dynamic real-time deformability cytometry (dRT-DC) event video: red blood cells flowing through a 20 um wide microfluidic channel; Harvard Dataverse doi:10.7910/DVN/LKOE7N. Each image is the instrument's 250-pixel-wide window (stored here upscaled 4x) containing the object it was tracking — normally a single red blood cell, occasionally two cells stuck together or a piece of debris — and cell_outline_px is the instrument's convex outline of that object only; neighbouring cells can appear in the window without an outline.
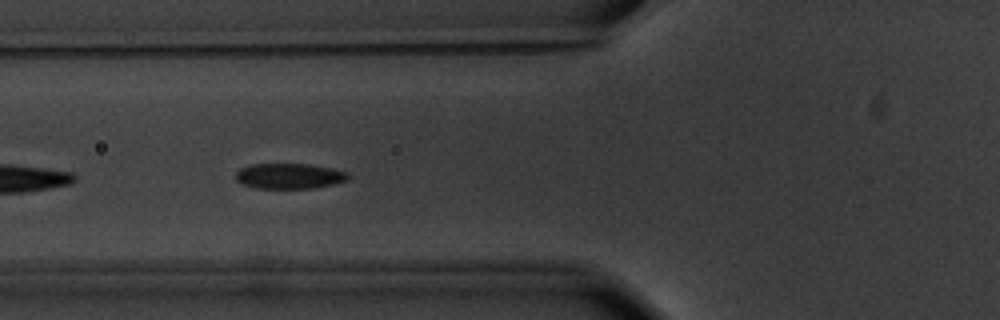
{"species": "common noctule bat (a hibernating species)", "species_latin": "Nyctalus noctula", "temperature_condition": "warm", "stored_images_in_passage": 7, "camera_frame_rate_fps": 3000, "um_per_image_px": 0.085, "animal": {"sex": "male", "body_mass_g": 20.1, "forearm_length_mm": 53.5}, "frame": {"image": 1, "passage_image": 6, "time_ms": 7.0, "image_size_px": [1000, 320], "cell_outline_px": [[348, 180], [336, 184], [316, 188], [256, 188], [240, 184], [236, 180], [236, 172], [240, 168], [252, 164], [308, 164], [332, 168], [348, 172]], "centroid_in_image_um": [24.6, 14.97], "position_along_channel_um": 101.2, "area_um2": 16.82}}